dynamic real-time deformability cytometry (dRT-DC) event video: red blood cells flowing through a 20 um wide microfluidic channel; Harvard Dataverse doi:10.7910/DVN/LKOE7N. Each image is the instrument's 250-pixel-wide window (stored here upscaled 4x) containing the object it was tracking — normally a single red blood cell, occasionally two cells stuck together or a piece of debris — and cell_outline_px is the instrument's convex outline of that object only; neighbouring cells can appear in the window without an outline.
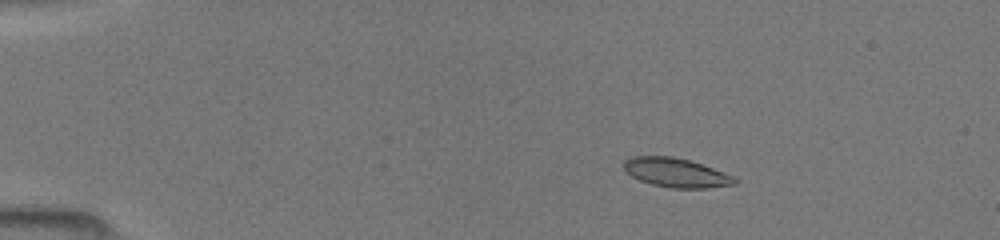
{"species": "common noctule bat (a hibernating species)", "species_latin": "Nyctalus noctula", "temperature_condition": "room temperature", "stored_images_in_passage": 42, "camera_frame_rate_fps": 3000, "um_per_image_px": 0.085, "animal": {"sex": "female", "body_mass_g": 19.5, "forearm_length_mm": 54.1}, "frame": {"image": 1, "passage_image": 1, "time_ms": 0.0, "image_size_px": [1000, 240], "cell_outline_px": [[736, 184], [708, 188], [672, 188], [652, 184], [640, 180], [632, 176], [624, 168], [624, 160], [632, 156], [672, 156], [688, 160], [712, 168], [732, 176], [736, 180]], "centroid_in_image_um": [57.44, 14.68], "position_along_channel_um": 27.6, "area_um2": 18.5}}
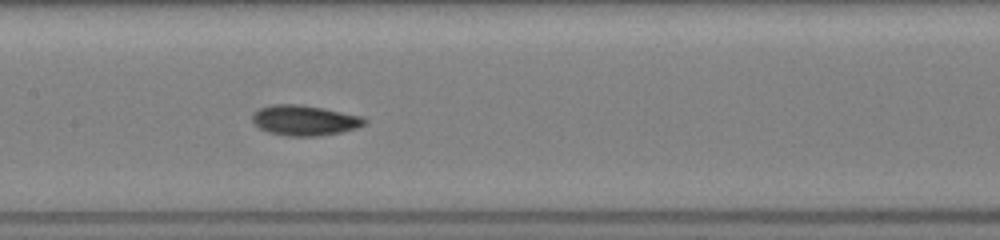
{"frame": {"image": 2, "passage_image": 18, "time_ms": 5.667, "image_size_px": [1000, 240], "cell_outline_px": [[368, 124], [356, 128], [340, 132], [320, 136], [288, 136], [268, 132], [252, 124], [252, 112], [260, 108], [272, 104], [300, 104], [364, 116], [368, 120]], "centroid_in_image_um": [25.89, 10.23], "position_along_channel_um": 181.5, "area_um2": 20.06}}
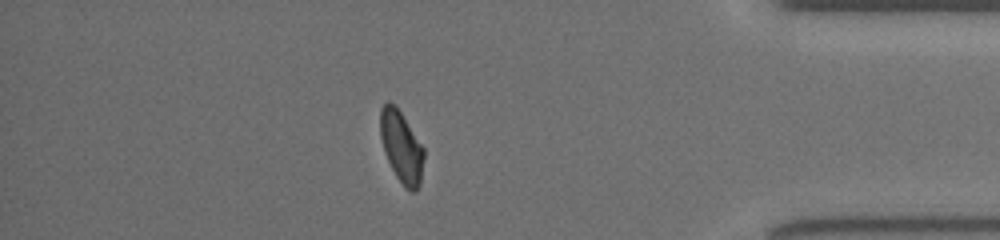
{"frame": {"image": 3, "passage_image": 36, "time_ms": 11.667, "image_size_px": [1000, 240], "cell_outline_px": [[424, 156], [420, 184], [416, 192], [412, 192], [404, 188], [396, 176], [384, 152], [380, 136], [380, 108], [388, 100], [396, 104], [424, 148]], "centroid_in_image_um": [34.11, 12.46], "position_along_channel_um": 401.1, "area_um2": 18.38}}